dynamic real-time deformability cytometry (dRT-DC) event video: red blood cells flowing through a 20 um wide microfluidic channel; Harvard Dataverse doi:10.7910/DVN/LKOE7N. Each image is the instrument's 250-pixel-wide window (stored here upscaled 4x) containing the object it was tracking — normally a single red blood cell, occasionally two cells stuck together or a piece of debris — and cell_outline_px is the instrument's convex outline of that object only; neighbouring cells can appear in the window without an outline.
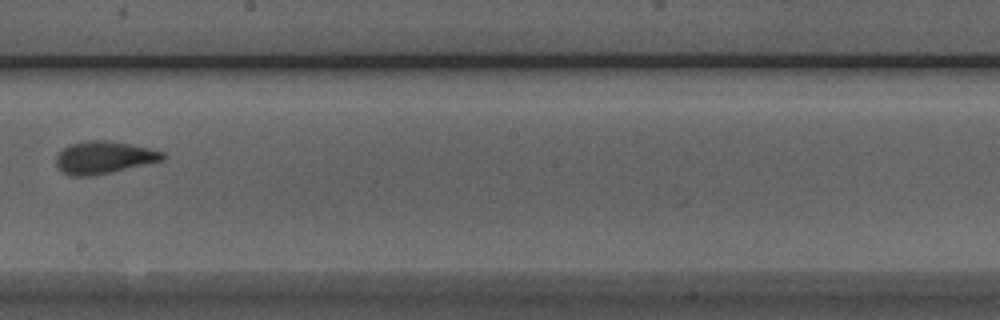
{"species": "Egyptian fruit bat (a non-hibernating species)", "species_latin": "Rousettus aegyptiacus", "temperature_condition": "room temperature", "stored_images_in_passage": 8, "camera_frame_rate_fps": 3000, "um_per_image_px": 0.085, "animal": {"sex": "male"}, "frame": {"image": 1, "passage_image": 7, "time_ms": 7.0, "image_size_px": [1000, 320], "cell_outline_px": [[168, 156], [164, 160], [112, 172], [88, 176], [68, 176], [56, 168], [56, 156], [64, 148], [72, 144], [88, 140], [112, 140], [148, 148], [164, 152]], "centroid_in_image_um": [8.84, 13.39], "position_along_channel_um": 239.4, "area_um2": 20.29}}
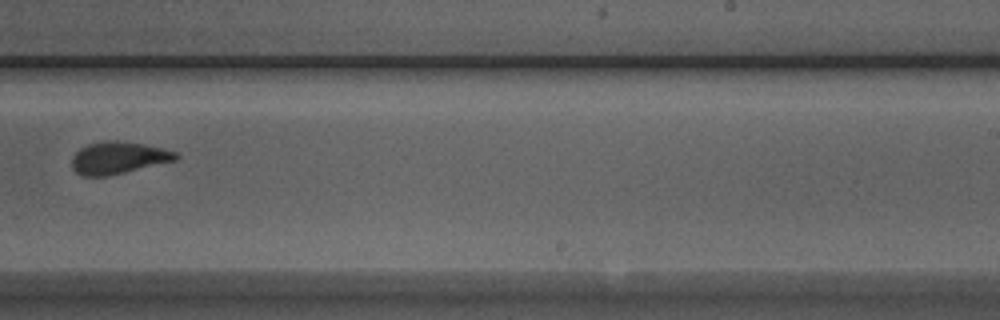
{"frame": {"image": 2, "passage_image": 8, "time_ms": 8.0, "image_size_px": [1000, 320], "cell_outline_px": [[180, 156], [176, 160], [108, 176], [84, 176], [76, 172], [72, 168], [72, 156], [80, 148], [88, 144], [104, 140], [116, 140], [144, 144], [176, 152]], "centroid_in_image_um": [10.03, 13.41], "position_along_channel_um": 279.0, "area_um2": 19.42}}